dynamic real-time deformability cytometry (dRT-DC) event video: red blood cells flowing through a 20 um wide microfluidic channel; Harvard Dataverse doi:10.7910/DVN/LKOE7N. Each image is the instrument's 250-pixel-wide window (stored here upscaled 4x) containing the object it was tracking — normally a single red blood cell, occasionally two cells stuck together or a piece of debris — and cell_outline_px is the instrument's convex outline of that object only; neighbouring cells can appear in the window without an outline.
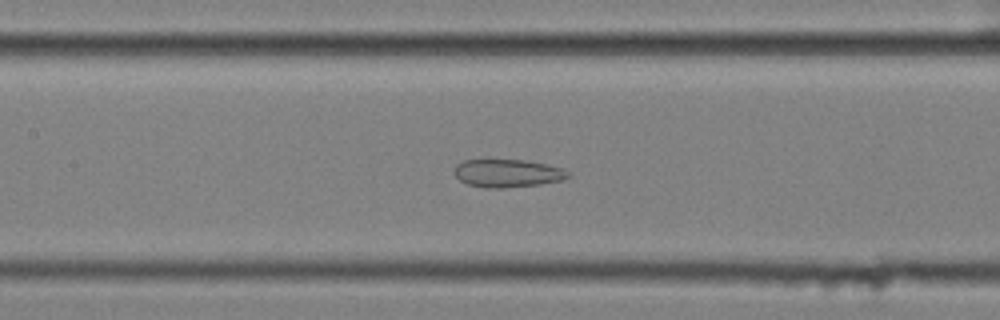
{"species": "common noctule bat (a hibernating species)", "species_latin": "Nyctalus noctula", "temperature_condition": "cold", "stored_images_in_passage": 48, "camera_frame_rate_fps": 3000, "um_per_image_px": 0.085, "animal": {"sex": "female", "body_mass_g": 25.1}, "frame": {"image": 1, "passage_image": 16, "time_ms": 5.0, "image_size_px": [1000, 320], "cell_outline_px": [[572, 176], [564, 180], [540, 184], [504, 188], [484, 188], [468, 184], [460, 180], [456, 176], [456, 164], [464, 160], [528, 160], [564, 168]], "centroid_in_image_um": [43.2, 14.73], "position_along_channel_um": 164.2, "area_um2": 18.61}}
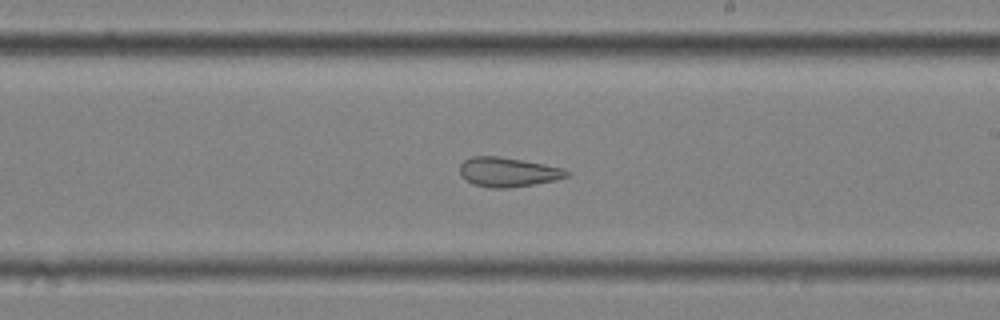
{"frame": {"image": 2, "passage_image": 23, "time_ms": 7.333, "image_size_px": [1000, 320], "cell_outline_px": [[572, 172], [568, 176], [556, 180], [508, 188], [488, 188], [472, 184], [464, 180], [460, 176], [460, 164], [464, 160], [472, 156], [496, 156], [544, 164], [564, 168]], "centroid_in_image_um": [43.15, 14.63], "position_along_channel_um": 245.8, "area_um2": 18.44}}
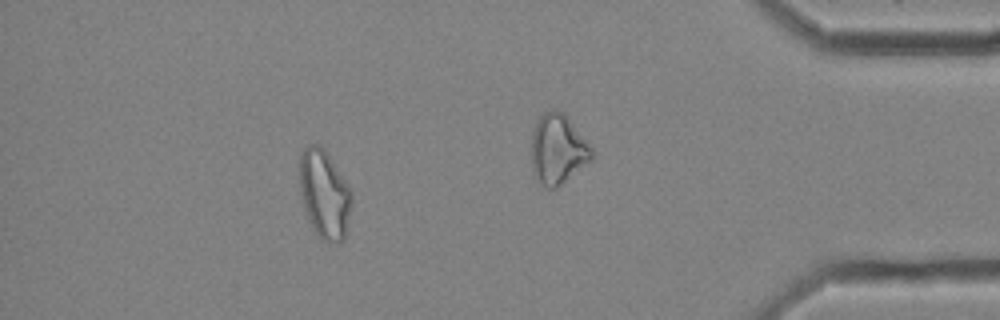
{"frame": {"image": 3, "passage_image": 41, "time_ms": 13.333, "image_size_px": [1000, 320], "cell_outline_px": [[352, 204], [348, 232], [344, 240], [336, 244], [324, 240], [312, 228], [304, 208], [300, 192], [300, 156], [304, 148], [308, 144], [320, 144], [324, 148], [348, 184], [352, 192]], "centroid_in_image_um": [27.61, 16.53], "position_along_channel_um": 407.6, "area_um2": 27.22}, "authors_computed_cell_mechanics": {"area_um2": 22.7443, "velocity_mm_per_s": 3.5036, "shape_relaxation_time_tau1_ms": null, "shape_relaxation_time_tau2_ms": 2.8896, "deformation_change_tau1": null, "deformation_change_tau2": 0.1111}}